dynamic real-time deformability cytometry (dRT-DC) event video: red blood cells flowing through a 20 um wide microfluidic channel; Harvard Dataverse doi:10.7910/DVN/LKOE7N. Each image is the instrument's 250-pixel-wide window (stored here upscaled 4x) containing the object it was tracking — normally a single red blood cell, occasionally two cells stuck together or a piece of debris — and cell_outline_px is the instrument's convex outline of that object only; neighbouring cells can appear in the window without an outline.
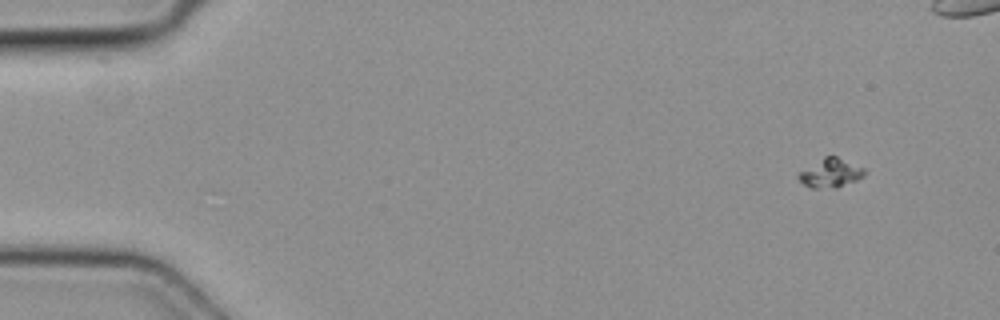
{"species": "common noctule bat (a hibernating species)", "species_latin": "Nyctalus noctula", "temperature_condition": "cold", "stored_images_in_passage": 3, "camera_frame_rate_fps": 3000, "um_per_image_px": 0.085, "animal": {"sex": "female", "body_mass_g": 19.3, "forearm_length_mm": 54.1}, "frame": {"image": 1, "passage_image": 1, "time_ms": 0.0, "image_size_px": [1000, 320], "cell_outline_px": [[864, 176], [856, 180], [836, 188], [812, 188], [804, 184], [796, 176], [800, 172], [824, 156], [836, 156], [864, 168]], "centroid_in_image_um": [70.59, 14.71], "position_along_channel_um": 14.4, "area_um2": 10.87}}